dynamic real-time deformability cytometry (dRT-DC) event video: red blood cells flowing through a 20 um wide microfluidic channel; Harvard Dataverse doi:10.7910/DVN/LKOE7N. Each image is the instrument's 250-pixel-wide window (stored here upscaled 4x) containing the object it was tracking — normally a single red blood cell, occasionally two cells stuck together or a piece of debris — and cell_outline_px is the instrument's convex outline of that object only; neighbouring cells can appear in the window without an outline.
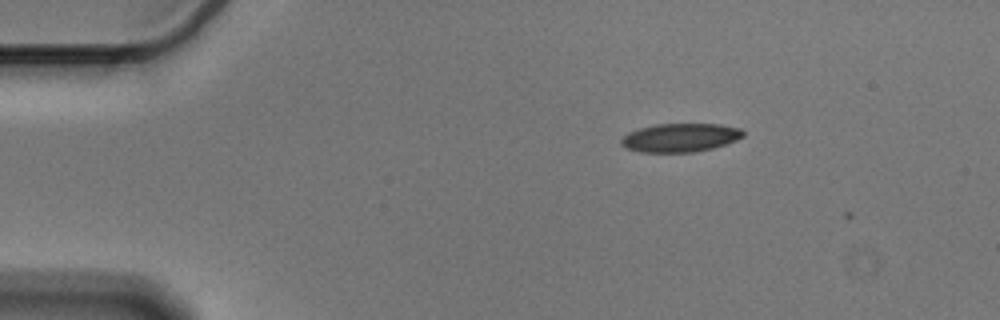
{"species": "Egyptian fruit bat (a non-hibernating species)", "species_latin": "Rousettus aegyptiacus", "temperature_condition": "cold", "stored_images_in_passage": 3, "camera_frame_rate_fps": 3000, "um_per_image_px": 0.085, "animal": {"sex": "male"}, "frame": {"image": 1, "passage_image": 1, "time_ms": 0.0, "image_size_px": [1000, 320], "cell_outline_px": [[744, 136], [736, 140], [712, 148], [696, 152], [640, 152], [624, 148], [620, 144], [620, 140], [628, 132], [640, 128], [656, 124], [720, 124], [740, 128], [744, 132]], "centroid_in_image_um": [57.79, 11.7], "position_along_channel_um": 27.2, "area_um2": 20.35}}